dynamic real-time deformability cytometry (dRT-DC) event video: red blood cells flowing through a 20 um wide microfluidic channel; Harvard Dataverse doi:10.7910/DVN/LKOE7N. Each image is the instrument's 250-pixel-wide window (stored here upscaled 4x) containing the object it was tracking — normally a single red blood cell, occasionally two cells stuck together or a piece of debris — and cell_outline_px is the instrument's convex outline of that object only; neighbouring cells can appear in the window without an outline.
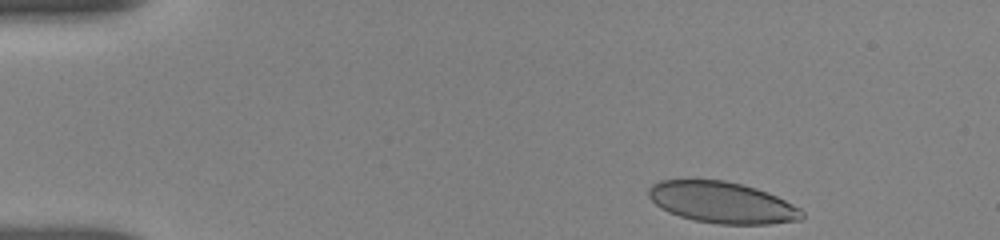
{"species": "human", "species_latin": "Homo sapiens", "temperature_condition": "room temperature", "stored_images_in_passage": 35, "camera_frame_rate_fps": 3000, "um_per_image_px": 0.085, "donor": {"sex": "female"}, "frame": {"image": 1, "passage_image": 1, "time_ms": 0.0, "image_size_px": [1000, 240], "cell_outline_px": [[804, 216], [800, 220], [768, 224], [720, 224], [692, 220], [668, 212], [660, 208], [648, 196], [648, 188], [652, 184], [660, 180], [724, 180], [756, 188], [768, 192], [800, 208], [804, 212]], "centroid_in_image_um": [61.37, 17.21], "position_along_channel_um": 23.6, "area_um2": 36.88}}
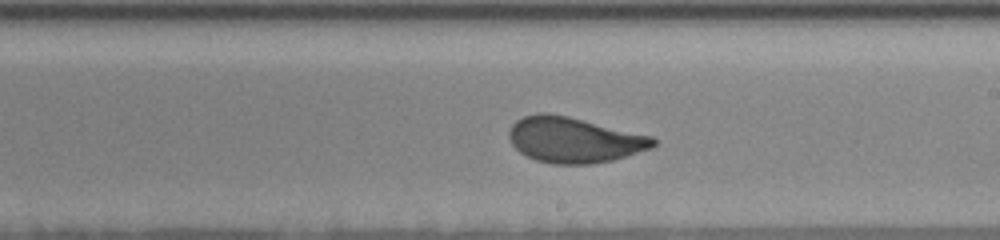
{"frame": {"image": 2, "passage_image": 23, "time_ms": 8.0, "image_size_px": [1000, 240], "cell_outline_px": [[656, 144], [652, 148], [612, 160], [592, 164], [552, 164], [536, 160], [520, 152], [512, 144], [508, 136], [508, 132], [512, 124], [516, 120], [524, 116], [540, 112], [544, 112], [568, 116], [652, 136], [656, 140]], "centroid_in_image_um": [48.78, 11.89], "position_along_channel_um": 240.2, "area_um2": 38.21}}
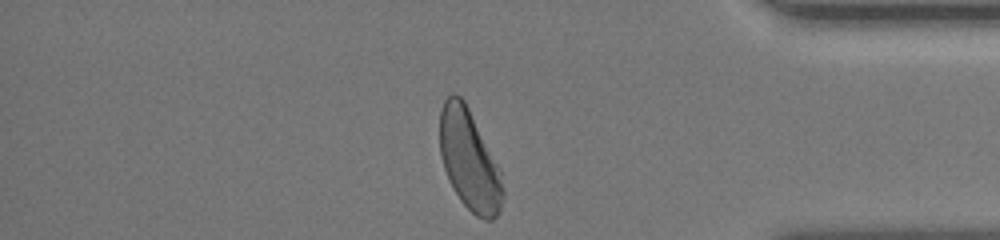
{"frame": {"image": 3, "passage_image": 35, "time_ms": 12.667, "image_size_px": [1000, 240], "cell_outline_px": [[504, 196], [500, 208], [496, 216], [492, 220], [484, 220], [476, 216], [460, 200], [448, 180], [440, 156], [440, 108], [444, 100], [452, 92], [460, 96], [464, 100], [500, 172], [504, 192]], "centroid_in_image_um": [39.86, 13.62], "position_along_channel_um": 395.3, "area_um2": 36.36}, "authors_computed_cell_mechanics": {"area_um2": 37.7434, "velocity_mm_per_s": 3.7868, "shape_relaxation_time_tau1_ms": 3.9853, "shape_relaxation_time_tau2_ms": null, "deformation_change_tau1": 0.1603, "deformation_change_tau2": null}}